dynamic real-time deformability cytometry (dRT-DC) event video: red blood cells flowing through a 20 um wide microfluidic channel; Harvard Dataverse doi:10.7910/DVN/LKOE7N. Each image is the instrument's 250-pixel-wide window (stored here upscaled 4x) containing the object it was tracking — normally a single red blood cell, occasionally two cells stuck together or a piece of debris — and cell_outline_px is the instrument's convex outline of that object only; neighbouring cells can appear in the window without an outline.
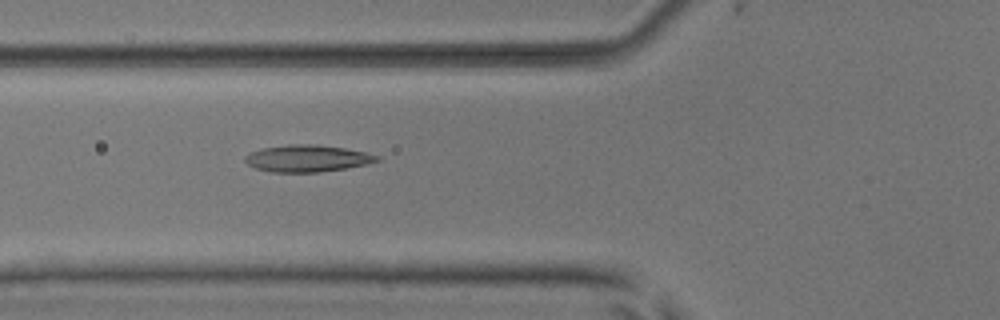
{"species": "common noctule bat (a hibernating species)", "species_latin": "Nyctalus noctula", "temperature_condition": "room temperature", "stored_images_in_passage": 6, "camera_frame_rate_fps": 3000, "um_per_image_px": 0.085, "animal": {"sex": "male", "body_mass_g": 17.9, "forearm_length_mm": 54.2}, "frame": {"image": 1, "passage_image": 6, "time_ms": 1.667, "image_size_px": [1000, 320], "cell_outline_px": [[380, 160], [364, 164], [344, 168], [320, 172], [272, 172], [256, 168], [248, 164], [244, 160], [244, 156], [248, 152], [264, 148], [288, 144], [316, 144], [344, 148], [364, 152], [380, 156]], "centroid_in_image_um": [26.07, 13.45], "position_along_channel_um": 99.7, "area_um2": 20.52}}